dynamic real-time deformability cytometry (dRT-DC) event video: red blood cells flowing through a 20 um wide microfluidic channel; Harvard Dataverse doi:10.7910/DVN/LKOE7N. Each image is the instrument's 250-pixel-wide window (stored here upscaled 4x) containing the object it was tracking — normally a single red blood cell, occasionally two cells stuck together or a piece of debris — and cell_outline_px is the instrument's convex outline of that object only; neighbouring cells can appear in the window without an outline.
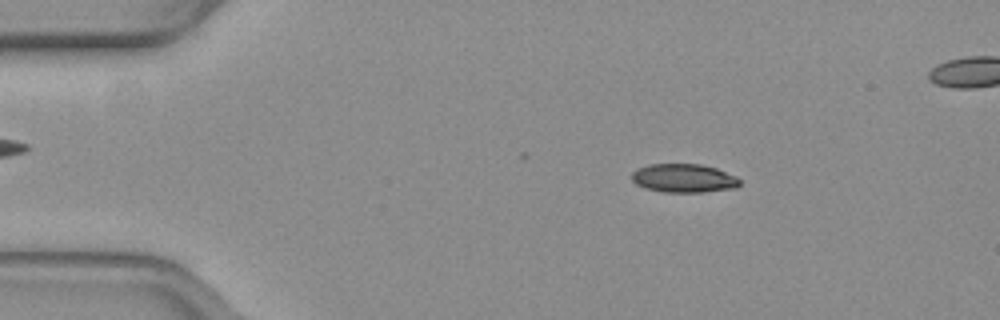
{"species": "common noctule bat (a hibernating species)", "species_latin": "Nyctalus noctula", "temperature_condition": "warm", "stored_images_in_passage": 45, "camera_frame_rate_fps": 3000, "um_per_image_px": 0.085, "animal": {"sex": "female", "body_mass_g": 19.3, "forearm_length_mm": 54.1}, "frame": {"image": 1, "passage_image": 8, "time_ms": 2.333, "image_size_px": [1000, 320], "cell_outline_px": [[740, 184], [736, 188], [704, 192], [664, 192], [644, 188], [636, 184], [632, 180], [632, 172], [648, 164], [700, 164], [716, 168], [736, 176], [740, 180]], "centroid_in_image_um": [58.13, 15.15], "position_along_channel_um": 26.9, "area_um2": 18.03}}
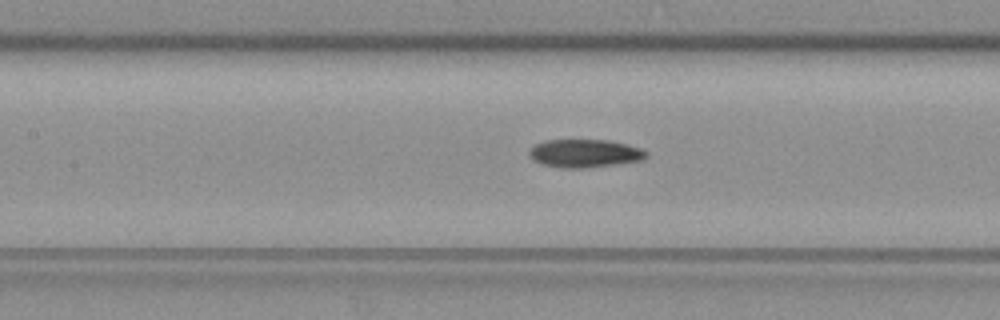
{"frame": {"image": 2, "passage_image": 23, "time_ms": 7.333, "image_size_px": [1000, 320], "cell_outline_px": [[648, 156], [644, 160], [588, 168], [556, 168], [540, 164], [532, 160], [528, 156], [528, 152], [532, 144], [544, 140], [604, 140], [624, 144], [640, 148], [648, 152]], "centroid_in_image_um": [49.62, 13.05], "position_along_channel_um": 157.8, "area_um2": 19.54}}
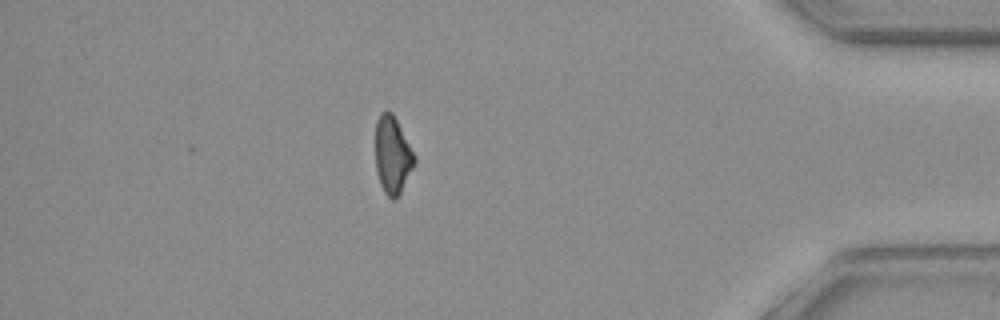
{"frame": {"image": 3, "passage_image": 45, "time_ms": 14.667, "image_size_px": [1000, 320], "cell_outline_px": [[416, 160], [400, 192], [392, 200], [384, 192], [380, 184], [376, 172], [376, 120], [380, 112], [392, 112], [416, 156]], "centroid_in_image_um": [33.35, 13.16], "position_along_channel_um": 401.9, "area_um2": 17.28}, "authors_computed_cell_mechanics": {"area_um2": 18.6694, "velocity_mm_per_s": 3.9241, "shape_relaxation_time_tau1_ms": 6.3883, "shape_relaxation_time_tau2_ms": null, "deformation_change_tau1": 0.1385, "deformation_change_tau2": null}}